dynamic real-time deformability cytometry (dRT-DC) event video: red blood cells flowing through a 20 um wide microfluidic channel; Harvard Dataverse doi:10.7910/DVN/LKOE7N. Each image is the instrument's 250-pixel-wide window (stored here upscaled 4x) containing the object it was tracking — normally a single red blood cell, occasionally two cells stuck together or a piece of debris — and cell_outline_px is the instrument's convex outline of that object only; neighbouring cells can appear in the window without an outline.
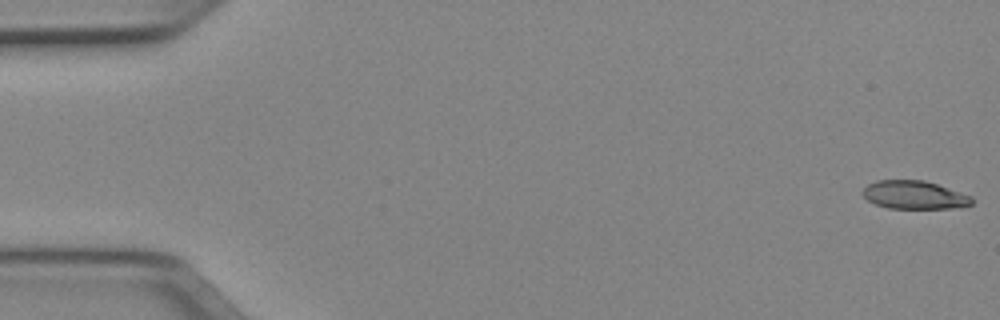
{"species": "Egyptian fruit bat (a non-hibernating species)", "species_latin": "Rousettus aegyptiacus", "temperature_condition": "cold", "stored_images_in_passage": 51, "camera_frame_rate_fps": 3000, "um_per_image_px": 0.085, "animal": {"sex": "female"}, "frame": {"image": 1, "passage_image": 1, "time_ms": 0.0, "image_size_px": [1000, 320], "cell_outline_px": [[972, 204], [948, 208], [888, 208], [876, 204], [868, 200], [860, 192], [868, 184], [876, 180], [924, 180], [972, 196]], "centroid_in_image_um": [77.67, 16.56], "position_along_channel_um": 7.3, "area_um2": 17.74}}
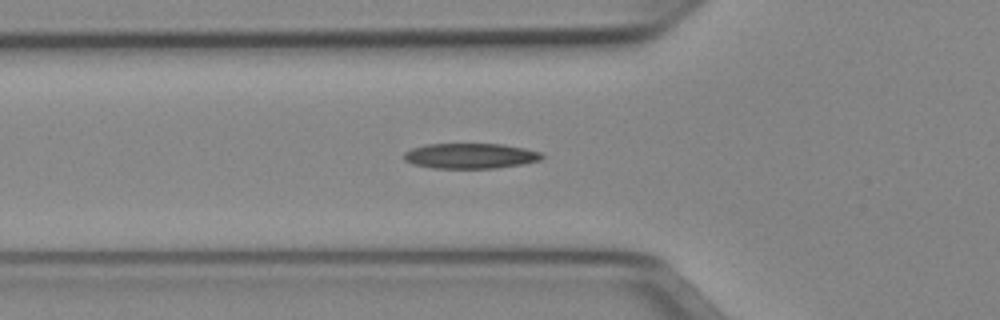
{"frame": {"image": 2, "passage_image": 18, "time_ms": 5.667, "image_size_px": [1000, 320], "cell_outline_px": [[544, 156], [540, 160], [524, 164], [496, 168], [432, 168], [412, 164], [404, 160], [404, 152], [412, 148], [424, 144], [500, 144], [524, 148], [540, 152]], "centroid_in_image_um": [39.96, 13.25], "position_along_channel_um": 85.8, "area_um2": 20.4}}
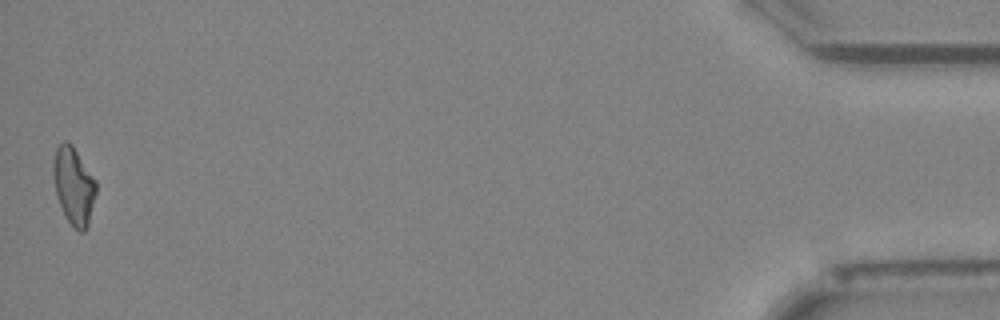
{"frame": {"image": 3, "passage_image": 51, "time_ms": 16.667, "image_size_px": [1000, 320], "cell_outline_px": [[96, 192], [88, 224], [84, 232], [80, 232], [68, 220], [60, 204], [56, 192], [52, 172], [52, 164], [56, 148], [64, 140], [68, 140], [72, 144], [96, 180]], "centroid_in_image_um": [6.26, 15.74], "position_along_channel_um": 428.9, "area_um2": 19.07}, "authors_computed_cell_mechanics": {"area_um2": 19.4208, "velocity_mm_per_s": 3.96, "shape_relaxation_time_tau1_ms": 9.2925, "shape_relaxation_time_tau2_ms": 3.5462, "deformation_change_tau1": 0.2383, "deformation_change_tau2": 0.1288}}